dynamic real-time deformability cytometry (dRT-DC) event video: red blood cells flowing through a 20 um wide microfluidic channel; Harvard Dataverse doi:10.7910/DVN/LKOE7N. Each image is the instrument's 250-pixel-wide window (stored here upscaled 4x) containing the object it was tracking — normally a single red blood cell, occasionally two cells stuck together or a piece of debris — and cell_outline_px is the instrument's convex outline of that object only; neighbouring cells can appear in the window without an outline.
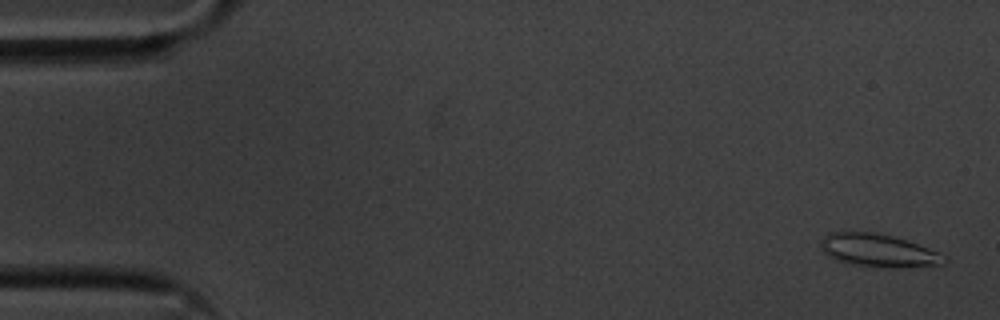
{"species": "common noctule bat (a hibernating species)", "species_latin": "Nyctalus noctula", "temperature_condition": "cold", "stored_images_in_passage": 57, "segment_of_instrument_passage": [1, 2], "camera_frame_rate_fps": 3000, "um_per_image_px": 0.085, "animal": {"sex": "male", "body_mass_g": 20.1, "forearm_length_mm": 53.5}, "frame": {"image": 1, "passage_image": 2, "time_ms": 0.333, "image_size_px": [1000, 320], "cell_outline_px": [[948, 260], [944, 264], [904, 268], [864, 268], [836, 260], [828, 256], [820, 248], [820, 240], [828, 232], [872, 232], [892, 236], [908, 240], [940, 252], [948, 256]], "centroid_in_image_um": [74.68, 21.32], "position_along_channel_um": 10.3, "area_um2": 24.51}}
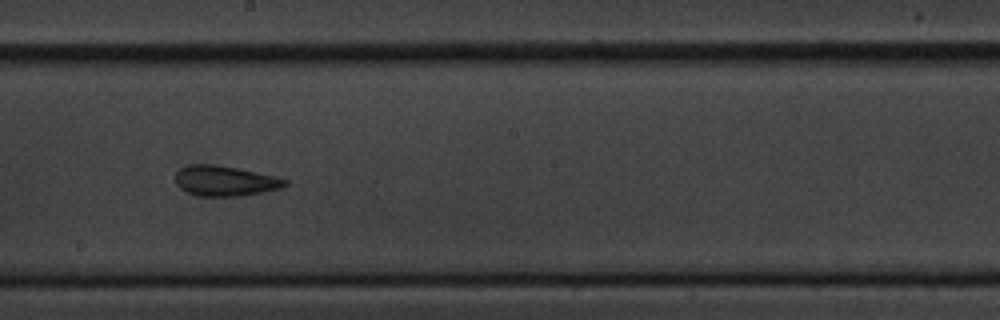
{"frame": {"image": 2, "passage_image": 31, "time_ms": 10.0, "image_size_px": [1000, 320], "cell_outline_px": [[288, 184], [280, 188], [264, 192], [240, 196], [200, 196], [188, 192], [180, 188], [176, 184], [176, 172], [180, 168], [188, 164], [212, 164], [236, 168], [276, 176], [288, 180]], "centroid_in_image_um": [19.12, 15.37], "position_along_channel_um": 229.1, "area_um2": 19.31}}
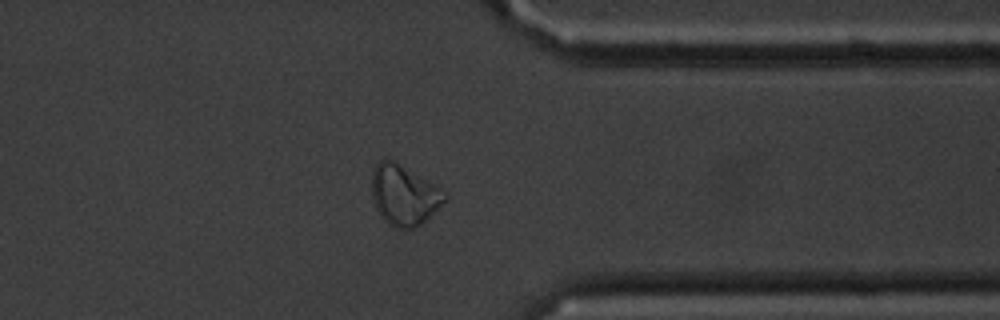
{"frame": {"image": 3, "passage_image": 44, "time_ms": 14.333, "image_size_px": [1000, 320], "cell_outline_px": [[448, 196], [416, 228], [396, 228], [388, 224], [384, 220], [376, 208], [372, 200], [372, 168], [384, 156], [396, 160], [440, 188]], "centroid_in_image_um": [34.27, 16.52], "position_along_channel_um": 377.1, "area_um2": 25.55}}